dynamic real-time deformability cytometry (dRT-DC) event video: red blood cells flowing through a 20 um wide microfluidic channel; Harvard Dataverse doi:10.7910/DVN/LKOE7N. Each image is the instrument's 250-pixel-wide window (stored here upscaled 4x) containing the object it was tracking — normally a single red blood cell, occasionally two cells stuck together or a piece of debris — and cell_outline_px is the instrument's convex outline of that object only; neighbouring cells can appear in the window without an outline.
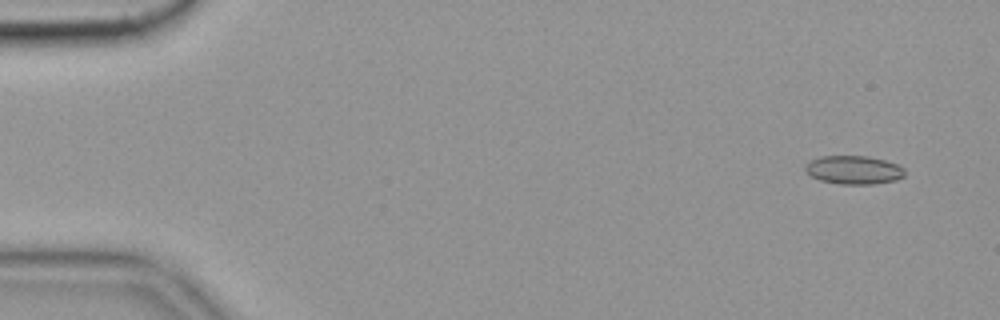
{"species": "common noctule bat (a hibernating species)", "species_latin": "Nyctalus noctula", "temperature_condition": "cold", "stored_images_in_passage": 56, "camera_frame_rate_fps": 3000, "um_per_image_px": 0.085, "animal": {"sex": "female", "body_mass_g": 19.9}, "frame": {"image": 1, "passage_image": 3, "time_ms": 0.667, "image_size_px": [1000, 320], "cell_outline_px": [[904, 176], [896, 180], [872, 184], [840, 184], [820, 180], [804, 172], [804, 164], [820, 156], [868, 156], [884, 160], [896, 164], [904, 168]], "centroid_in_image_um": [72.53, 14.44], "position_along_channel_um": 12.5, "area_um2": 16.53}}
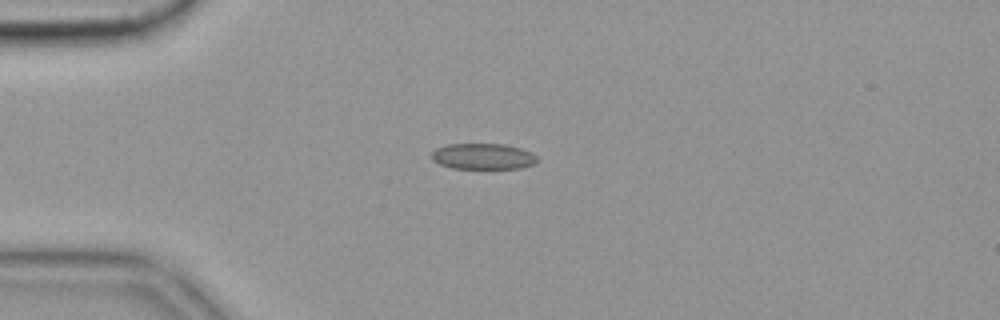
{"frame": {"image": 2, "passage_image": 14, "time_ms": 4.333, "image_size_px": [1000, 320], "cell_outline_px": [[540, 160], [532, 164], [520, 168], [452, 168], [440, 164], [432, 160], [432, 152], [436, 148], [448, 144], [504, 144], [520, 148], [532, 152]], "centroid_in_image_um": [41.07, 13.28], "position_along_channel_um": 43.9, "area_um2": 15.9}}
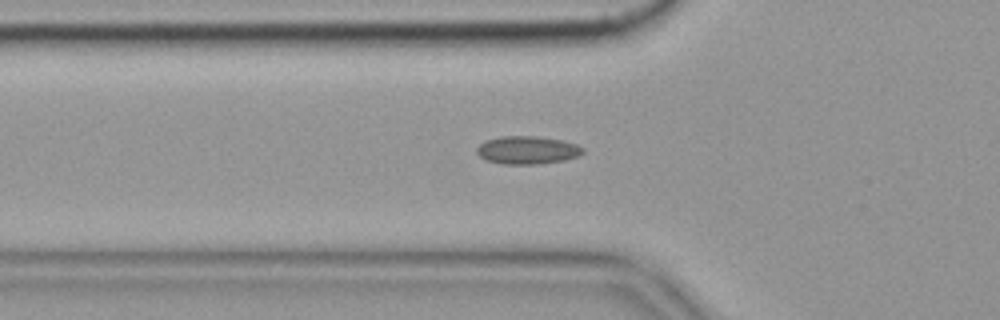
{"frame": {"image": 3, "passage_image": 19, "time_ms": 6.0, "image_size_px": [1000, 320], "cell_outline_px": [[584, 152], [580, 156], [564, 160], [540, 164], [504, 164], [484, 160], [476, 152], [476, 148], [484, 140], [500, 136], [536, 136], [564, 140], [576, 144], [584, 148]], "centroid_in_image_um": [44.83, 12.75], "position_along_channel_um": 81.0, "area_um2": 17.57}, "authors_computed_cell_mechanics": {"area_um2": 16.0973, "velocity_mm_per_s": 3.5429, "shape_relaxation_time_tau1_ms": null, "shape_relaxation_time_tau2_ms": 3.5019, "deformation_change_tau1": null, "deformation_change_tau2": 0.08}}